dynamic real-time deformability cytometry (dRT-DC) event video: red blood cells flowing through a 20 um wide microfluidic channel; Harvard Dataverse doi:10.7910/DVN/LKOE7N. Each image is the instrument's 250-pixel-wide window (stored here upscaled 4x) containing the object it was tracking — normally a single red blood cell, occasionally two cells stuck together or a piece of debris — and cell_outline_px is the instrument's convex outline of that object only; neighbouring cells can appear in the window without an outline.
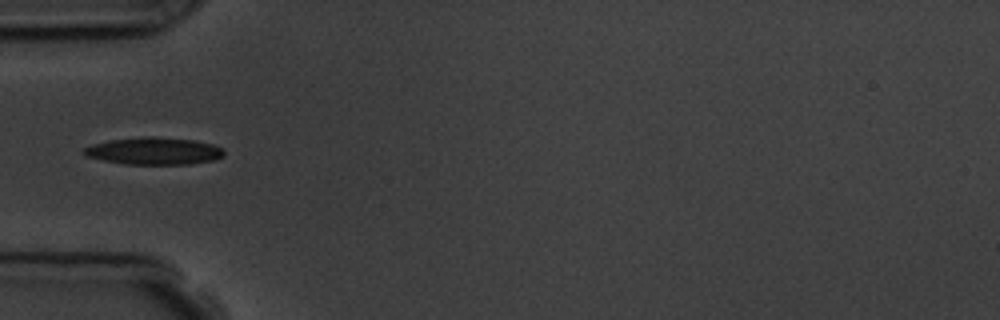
{"species": "common noctule bat (a hibernating species)", "species_latin": "Nyctalus noctula", "temperature_condition": "room temperature", "stored_images_in_passage": 5, "camera_frame_rate_fps": 3000, "um_per_image_px": 0.085, "animal": {"sex": "male", "body_mass_g": 19.5, "forearm_length_mm": 54.6}, "frame": {"image": 1, "passage_image": 5, "time_ms": 4.667, "image_size_px": [1000, 320], "cell_outline_px": [[224, 156], [212, 160], [188, 164], [124, 164], [104, 160], [88, 156], [80, 152], [84, 148], [92, 144], [108, 140], [148, 136], [152, 136], [196, 140], [212, 144], [224, 148]], "centroid_in_image_um": [13.09, 12.83], "position_along_channel_um": 71.9, "area_um2": 22.25}}